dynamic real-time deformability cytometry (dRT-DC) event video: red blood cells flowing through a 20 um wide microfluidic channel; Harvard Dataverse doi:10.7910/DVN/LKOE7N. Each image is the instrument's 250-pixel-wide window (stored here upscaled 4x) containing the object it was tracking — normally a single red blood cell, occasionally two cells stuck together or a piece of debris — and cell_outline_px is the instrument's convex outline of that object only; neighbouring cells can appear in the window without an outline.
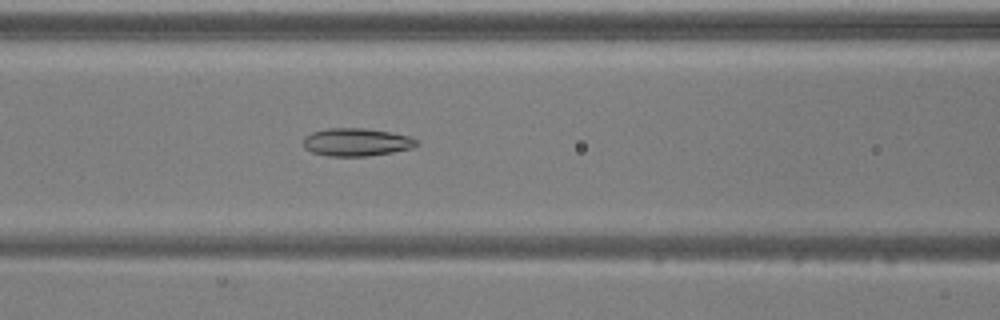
{"species": "common noctule bat (a hibernating species)", "species_latin": "Nyctalus noctula", "temperature_condition": "warm", "stored_images_in_passage": 19, "camera_frame_rate_fps": 3000, "um_per_image_px": 0.085, "animal": {"sex": "male", "body_mass_g": 20.5, "forearm_length_mm": 52.5}, "frame": {"image": 1, "passage_image": 12, "time_ms": 3.667, "image_size_px": [1000, 320], "cell_outline_px": [[420, 144], [412, 148], [392, 152], [368, 156], [328, 156], [312, 152], [304, 148], [304, 136], [312, 132], [328, 128], [364, 128], [392, 132], [408, 136], [420, 140]], "centroid_in_image_um": [30.33, 12.08], "position_along_channel_um": 136.3, "area_um2": 18.55}}
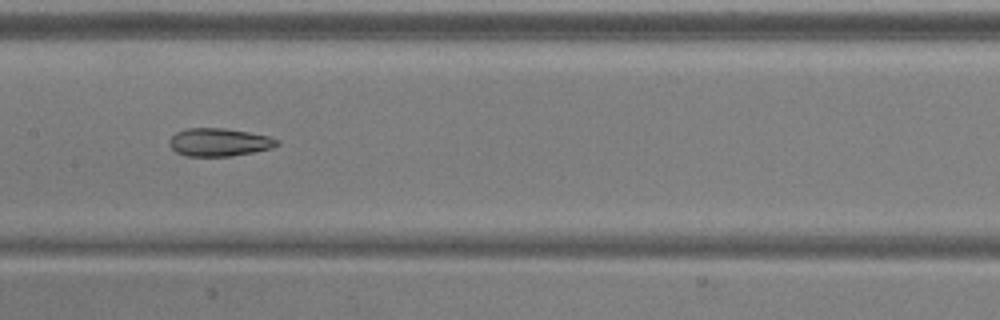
{"frame": {"image": 2, "passage_image": 16, "time_ms": 5.0, "image_size_px": [1000, 320], "cell_outline_px": [[280, 144], [272, 148], [232, 156], [184, 156], [176, 152], [168, 144], [168, 140], [176, 132], [188, 128], [224, 128], [248, 132], [268, 136], [280, 140]], "centroid_in_image_um": [18.61, 12.09], "position_along_channel_um": 188.8, "area_um2": 17.63}}